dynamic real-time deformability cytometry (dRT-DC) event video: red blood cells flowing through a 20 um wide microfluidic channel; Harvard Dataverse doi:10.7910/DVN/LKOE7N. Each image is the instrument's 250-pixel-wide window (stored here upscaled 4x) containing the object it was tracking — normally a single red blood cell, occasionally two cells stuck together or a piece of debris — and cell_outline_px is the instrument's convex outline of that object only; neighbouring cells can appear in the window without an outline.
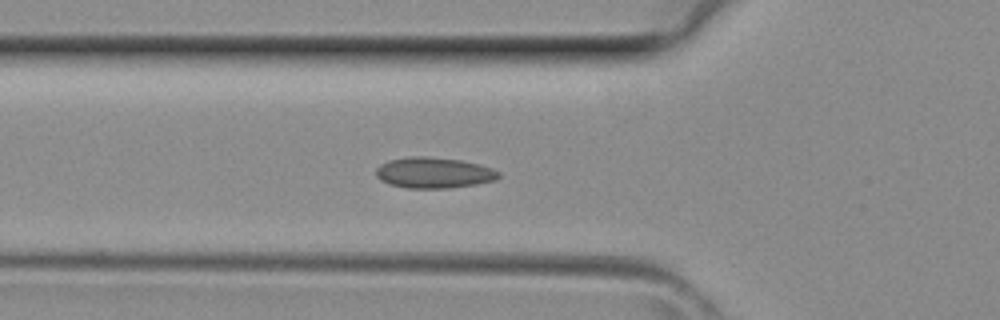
{"species": "common noctule bat (a hibernating species)", "species_latin": "Nyctalus noctula", "temperature_condition": "room temperature", "stored_images_in_passage": 41, "segment_of_instrument_passage": [1, 2], "camera_frame_rate_fps": 3000, "um_per_image_px": 0.085, "animal": {"sex": "female", "body_mass_g": 29.2, "forearm_length_mm": 56.3}, "frame": {"image": 1, "passage_image": 14, "time_ms": 4.333, "image_size_px": [1000, 320], "cell_outline_px": [[500, 176], [496, 180], [476, 184], [448, 188], [408, 188], [388, 184], [380, 180], [376, 176], [376, 168], [380, 164], [388, 160], [408, 156], [428, 156], [460, 160], [480, 164], [492, 168], [500, 172]], "centroid_in_image_um": [36.86, 14.68], "position_along_channel_um": 88.9, "area_um2": 22.25}}
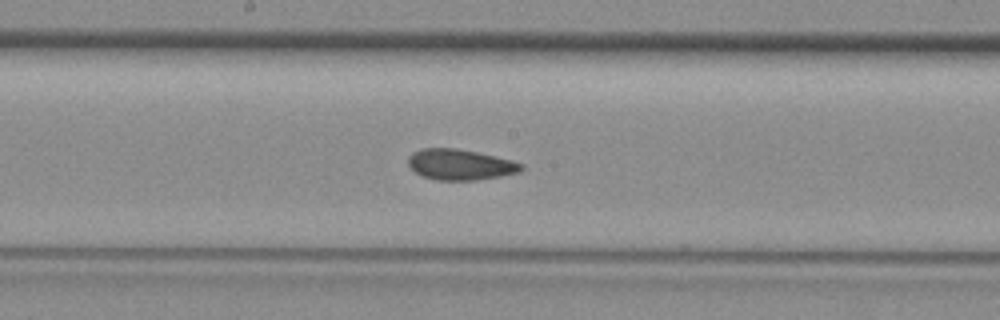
{"frame": {"image": 2, "passage_image": 21, "time_ms": 6.667, "image_size_px": [1000, 320], "cell_outline_px": [[524, 168], [520, 172], [500, 176], [476, 180], [436, 180], [420, 176], [408, 164], [408, 156], [412, 152], [420, 148], [456, 148], [476, 152], [512, 160], [524, 164]], "centroid_in_image_um": [39.1, 13.99], "position_along_channel_um": 209.1, "area_um2": 20.35}}
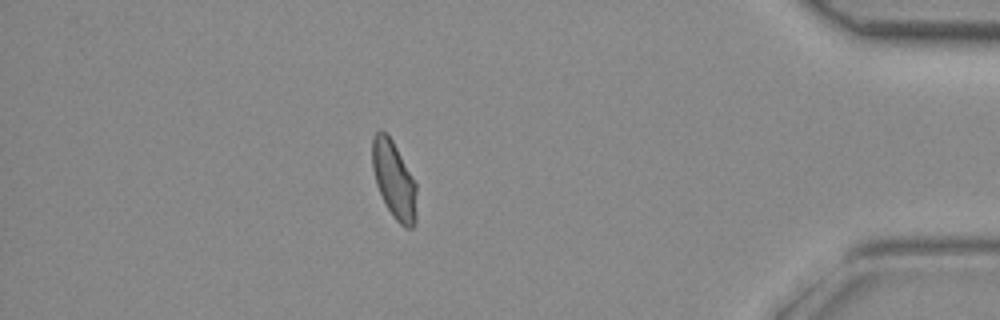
{"frame": {"image": 3, "passage_image": 35, "time_ms": 11.333, "image_size_px": [1000, 320], "cell_outline_px": [[416, 224], [412, 228], [408, 228], [400, 224], [396, 220], [388, 208], [376, 184], [372, 168], [372, 136], [380, 128], [392, 140], [416, 184]], "centroid_in_image_um": [33.48, 15.29], "position_along_channel_um": 401.7, "area_um2": 19.71}}